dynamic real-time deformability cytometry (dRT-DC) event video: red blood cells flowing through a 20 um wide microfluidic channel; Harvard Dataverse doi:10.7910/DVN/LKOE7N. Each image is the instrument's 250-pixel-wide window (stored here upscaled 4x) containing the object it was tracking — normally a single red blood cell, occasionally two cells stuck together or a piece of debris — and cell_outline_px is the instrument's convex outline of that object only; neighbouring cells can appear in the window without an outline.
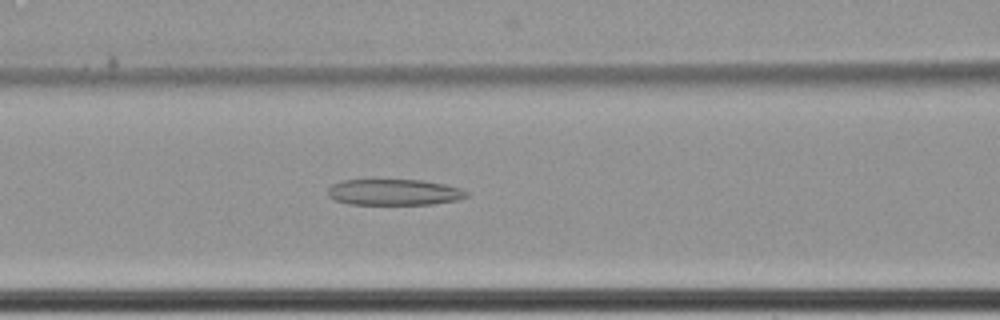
{"species": "common noctule bat (a hibernating species)", "species_latin": "Nyctalus noctula", "temperature_condition": "cold", "stored_images_in_passage": 52, "camera_frame_rate_fps": 3000, "um_per_image_px": 0.085, "animal": {"sex": "female", "body_mass_g": 22.7, "forearm_length_mm": 54.2}, "frame": {"image": 1, "passage_image": 19, "time_ms": 6.0, "image_size_px": [1000, 320], "cell_outline_px": [[472, 196], [460, 200], [432, 204], [348, 204], [336, 200], [328, 196], [328, 188], [332, 184], [340, 180], [420, 180], [444, 184], [460, 188], [468, 192]], "centroid_in_image_um": [33.54, 16.34], "position_along_channel_um": 133.1, "area_um2": 21.21}}
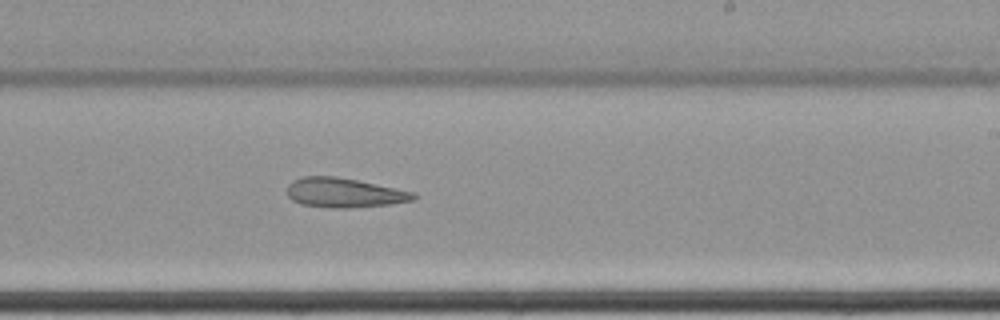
{"frame": {"image": 2, "passage_image": 30, "time_ms": 9.667, "image_size_px": [1000, 320], "cell_outline_px": [[420, 196], [416, 200], [392, 204], [352, 208], [332, 208], [300, 204], [292, 200], [288, 196], [288, 184], [292, 180], [304, 176], [336, 176], [416, 192]], "centroid_in_image_um": [29.31, 16.39], "position_along_channel_um": 259.7, "area_um2": 22.02}}
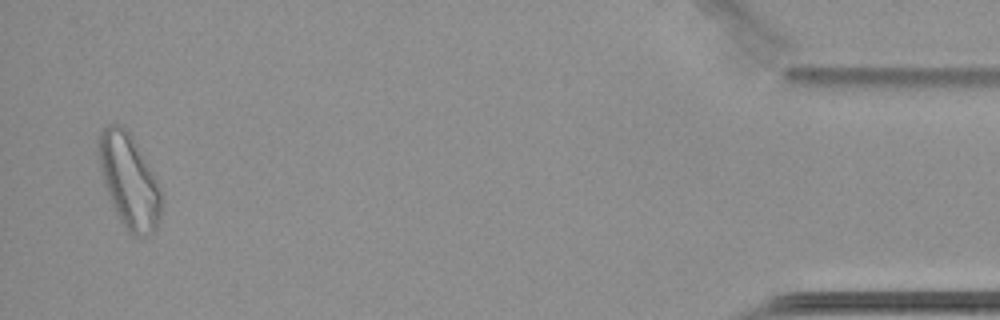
{"frame": {"image": 3, "passage_image": 51, "time_ms": 16.667, "image_size_px": [1000, 320], "cell_outline_px": [[160, 220], [156, 232], [144, 236], [136, 236], [120, 220], [112, 204], [104, 184], [100, 172], [96, 152], [96, 144], [100, 132], [108, 124], [116, 124], [124, 128], [132, 136], [156, 180], [160, 188]], "centroid_in_image_um": [10.93, 15.36], "position_along_channel_um": 424.3, "area_um2": 33.93}}